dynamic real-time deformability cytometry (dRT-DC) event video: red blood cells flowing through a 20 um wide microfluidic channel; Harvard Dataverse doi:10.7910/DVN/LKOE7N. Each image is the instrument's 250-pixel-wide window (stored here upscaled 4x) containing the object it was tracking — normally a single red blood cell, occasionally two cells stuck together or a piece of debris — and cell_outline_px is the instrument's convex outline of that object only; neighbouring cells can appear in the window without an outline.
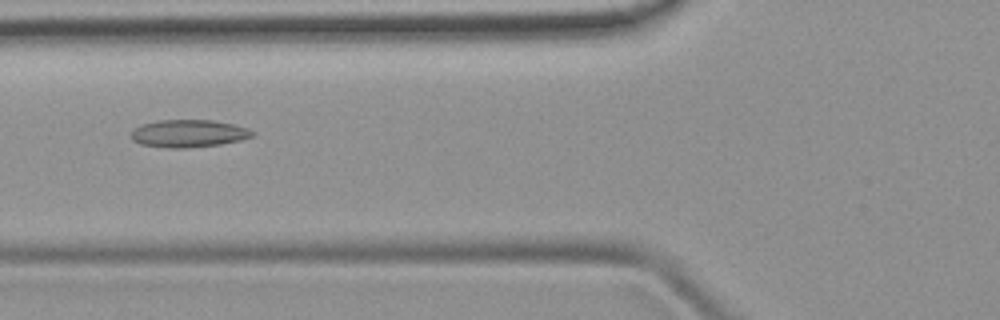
{"species": "common noctule bat (a hibernating species)", "species_latin": "Nyctalus noctula", "temperature_condition": "room temperature", "stored_images_in_passage": 49, "camera_frame_rate_fps": 3000, "um_per_image_px": 0.085, "animal": {"sex": "female", "body_mass_g": 19.9}, "frame": {"image": 1, "passage_image": 19, "time_ms": 6.0, "image_size_px": [1000, 320], "cell_outline_px": [[256, 132], [252, 136], [240, 140], [220, 144], [188, 148], [168, 148], [140, 144], [132, 140], [132, 132], [140, 124], [160, 120], [212, 120], [232, 124], [248, 128]], "centroid_in_image_um": [16.03, 11.35], "position_along_channel_um": 109.8, "area_um2": 19.42}}
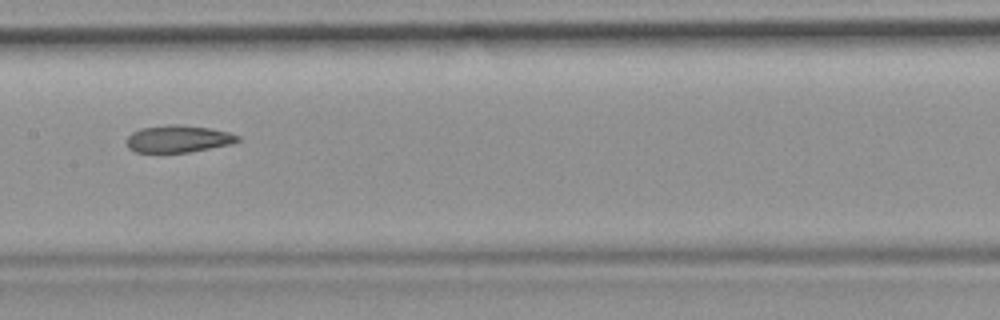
{"frame": {"image": 2, "passage_image": 25, "time_ms": 8.0, "image_size_px": [1000, 320], "cell_outline_px": [[240, 140], [232, 144], [188, 152], [136, 152], [128, 148], [128, 136], [132, 132], [140, 128], [172, 124], [176, 124], [208, 128], [228, 132], [240, 136]], "centroid_in_image_um": [15.16, 11.8], "position_along_channel_um": 192.2, "area_um2": 17.4}}
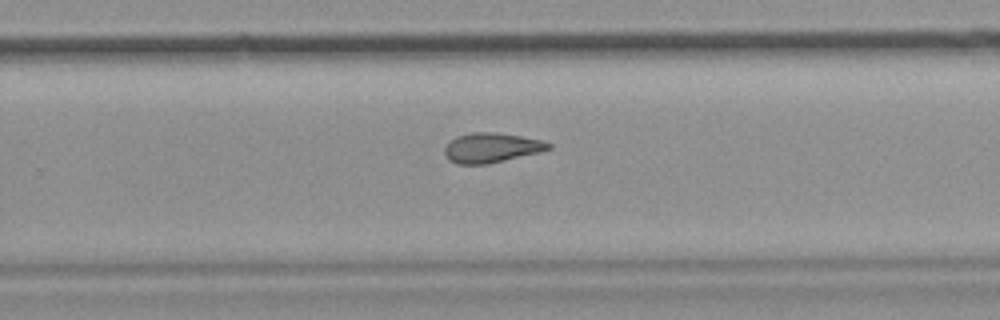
{"frame": {"image": 3, "passage_image": 32, "time_ms": 10.333, "image_size_px": [1000, 320], "cell_outline_px": [[552, 148], [540, 152], [488, 164], [456, 164], [448, 160], [444, 152], [444, 148], [456, 136], [472, 132], [496, 132], [520, 136], [540, 140], [552, 144]], "centroid_in_image_um": [41.76, 12.56], "position_along_channel_um": 288.0, "area_um2": 17.98}}